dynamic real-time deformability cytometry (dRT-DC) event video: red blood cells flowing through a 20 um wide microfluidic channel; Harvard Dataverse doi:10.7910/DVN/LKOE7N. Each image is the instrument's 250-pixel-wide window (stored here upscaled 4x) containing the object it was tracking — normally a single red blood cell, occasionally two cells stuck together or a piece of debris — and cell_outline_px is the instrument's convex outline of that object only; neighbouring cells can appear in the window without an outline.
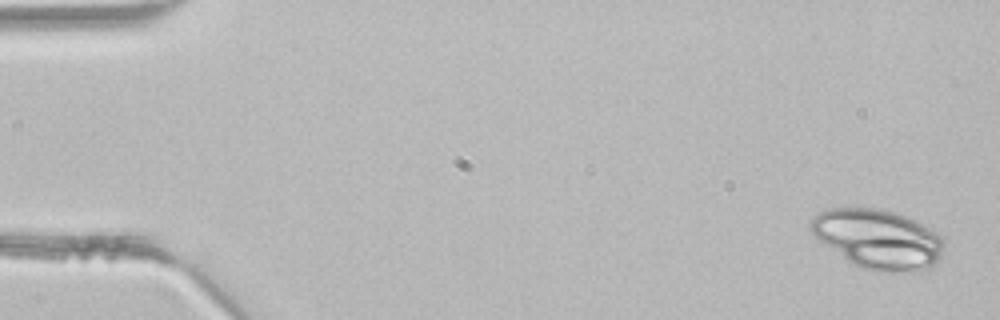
{"species": "common noctule bat (a hibernating species)", "species_latin": "Nyctalus noctula", "temperature_condition": "room temperature", "stored_images_in_passage": 4, "camera_frame_rate_fps": 3000, "um_per_image_px": 0.085, "animal": {"sex": "male", "body_mass_g": 21.5, "forearm_length_mm": 52.0}, "frame": {"image": 1, "passage_image": 1, "time_ms": 0.0, "image_size_px": [1000, 320], "cell_outline_px": [[944, 244], [940, 256], [936, 264], [932, 268], [920, 272], [876, 272], [864, 268], [848, 260], [812, 236], [808, 228], [808, 224], [820, 212], [828, 208], [884, 208], [904, 216], [944, 236]], "centroid_in_image_um": [74.64, 20.33], "position_along_channel_um": 10.4, "area_um2": 46.3}}
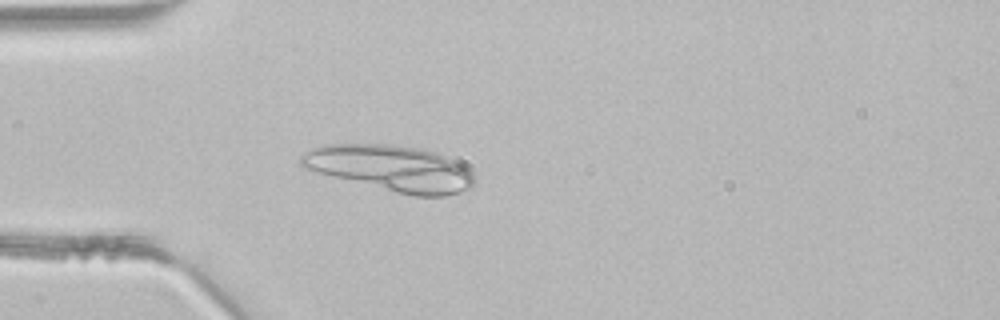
{"frame": {"image": 2, "passage_image": 4, "time_ms": 1.0, "image_size_px": [1000, 320], "cell_outline_px": [[476, 180], [472, 188], [460, 192], [444, 196], [412, 196], [316, 172], [304, 168], [300, 164], [300, 156], [312, 148], [324, 144], [388, 144], [420, 148], [436, 152], [468, 168], [476, 176]], "centroid_in_image_um": [33.25, 14.3], "position_along_channel_um": 51.8, "area_um2": 46.24}}